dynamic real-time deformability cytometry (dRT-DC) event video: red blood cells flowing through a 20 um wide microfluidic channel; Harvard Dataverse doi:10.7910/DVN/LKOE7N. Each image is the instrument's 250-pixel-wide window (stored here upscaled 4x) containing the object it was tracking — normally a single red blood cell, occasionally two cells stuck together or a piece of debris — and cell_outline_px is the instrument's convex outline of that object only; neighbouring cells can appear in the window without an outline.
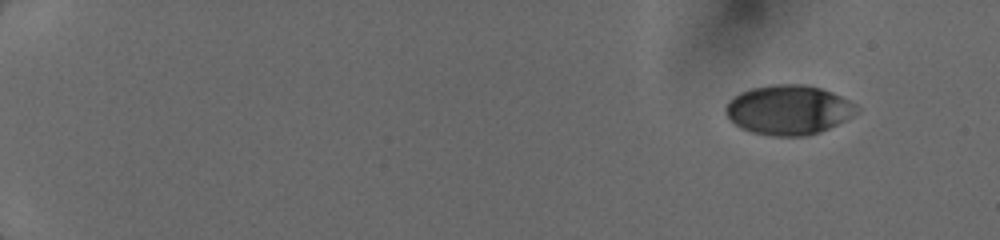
{"species": "human", "species_latin": "Homo sapiens", "temperature_condition": "cold", "stored_images_in_passage": 47, "camera_frame_rate_fps": 3000, "um_per_image_px": 0.085, "donor": {"sex": "female"}, "frame": {"image": 1, "passage_image": 1, "time_ms": 0.0, "image_size_px": [1000, 240], "cell_outline_px": [[860, 108], [852, 116], [820, 132], [804, 136], [768, 136], [752, 132], [740, 128], [724, 112], [724, 108], [728, 100], [732, 96], [740, 92], [752, 88], [772, 84], [808, 84], [832, 92], [856, 104]], "centroid_in_image_um": [66.99, 9.33], "position_along_channel_um": 18.0, "area_um2": 37.97}}
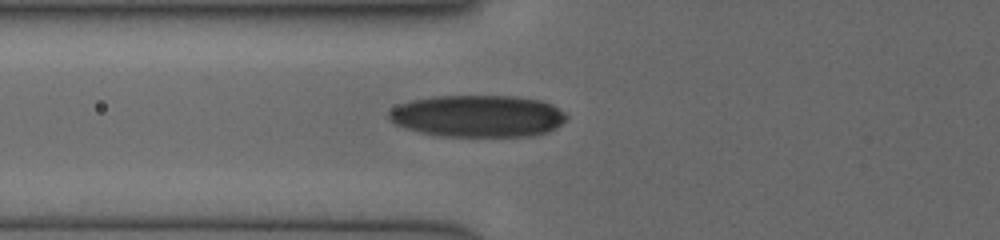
{"frame": {"image": 2, "passage_image": 33, "time_ms": 5.667, "image_size_px": [1000, 240], "cell_outline_px": [[568, 116], [556, 128], [548, 132], [532, 136], [440, 136], [420, 132], [404, 128], [388, 120], [388, 112], [392, 108], [400, 104], [412, 100], [436, 96], [512, 96], [540, 100], [552, 104], [564, 112]], "centroid_in_image_um": [40.6, 9.87], "position_along_channel_um": 85.2, "area_um2": 43.52}}
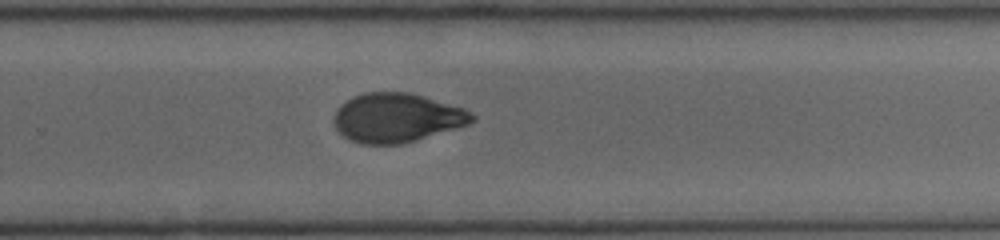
{"frame": {"image": 3, "passage_image": 47, "time_ms": 10.667, "image_size_px": [1000, 240], "cell_outline_px": [[476, 120], [468, 124], [456, 128], [416, 140], [400, 144], [364, 144], [348, 140], [336, 128], [332, 120], [336, 108], [340, 104], [352, 96], [364, 92], [412, 92], [464, 108], [472, 112], [476, 116]], "centroid_in_image_um": [33.71, 9.99], "position_along_channel_um": 296.1, "area_um2": 39.88}}